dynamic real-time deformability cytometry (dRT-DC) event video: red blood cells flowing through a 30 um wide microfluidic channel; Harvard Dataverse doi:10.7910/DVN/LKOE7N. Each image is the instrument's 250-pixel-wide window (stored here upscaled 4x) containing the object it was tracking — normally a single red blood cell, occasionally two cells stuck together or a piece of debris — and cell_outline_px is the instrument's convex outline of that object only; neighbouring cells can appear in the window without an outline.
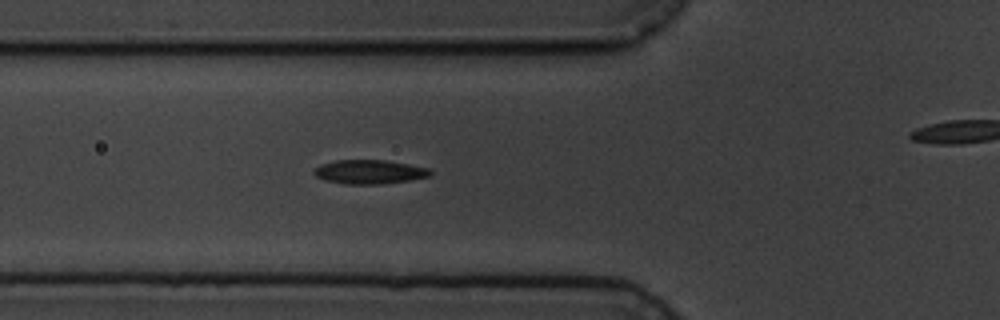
{"species": "common noctule bat (a hibernating species)", "species_latin": "Nyctalus noctula", "temperature_condition": "cold", "stored_images_in_passage": 5, "segment_of_instrument_passage": [1, 2], "camera_frame_rate_fps": 3000, "um_per_image_px": 0.085, "animal": {"sex": "male", "body_mass_g": 19.5, "forearm_length_mm": 54.6}, "frame": {"image": 1, "passage_image": 4, "time_ms": 3.333, "image_size_px": [1000, 320], "cell_outline_px": [[432, 172], [428, 176], [412, 180], [380, 184], [348, 184], [324, 180], [316, 176], [312, 172], [320, 164], [336, 160], [388, 160], [428, 168]], "centroid_in_image_um": [31.39, 14.6], "position_along_channel_um": 94.4, "area_um2": 16.24}}